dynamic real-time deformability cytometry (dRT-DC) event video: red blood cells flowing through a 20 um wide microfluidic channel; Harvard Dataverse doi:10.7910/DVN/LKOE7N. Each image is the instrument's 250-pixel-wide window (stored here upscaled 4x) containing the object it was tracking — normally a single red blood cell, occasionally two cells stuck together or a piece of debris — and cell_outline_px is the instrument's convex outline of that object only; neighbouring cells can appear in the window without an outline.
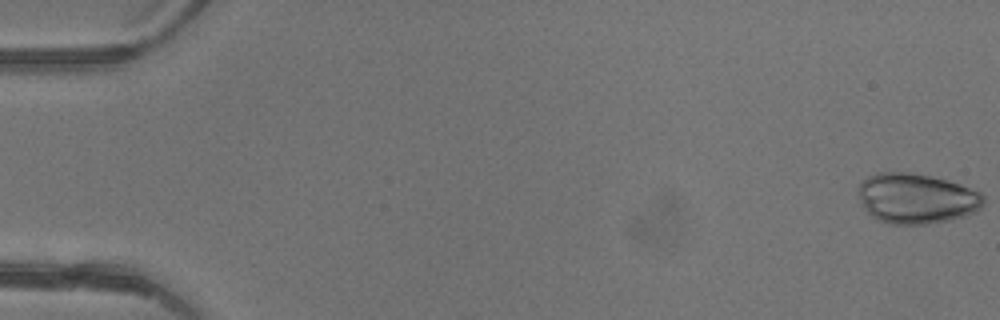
{"species": "common noctule bat (a hibernating species)", "species_latin": "Nyctalus noctula", "temperature_condition": "warm", "stored_images_in_passage": 47, "camera_frame_rate_fps": 3000, "um_per_image_px": 0.085, "animal": {"sex": "female"}, "frame": {"image": 1, "passage_image": 1, "time_ms": 0.0, "image_size_px": [1000, 320], "cell_outline_px": [[984, 204], [976, 212], [964, 216], [948, 220], [928, 224], [888, 224], [876, 220], [864, 208], [860, 200], [856, 188], [868, 176], [876, 172], [908, 172], [932, 176], [980, 192], [984, 196]], "centroid_in_image_um": [77.86, 16.88], "position_along_channel_um": 7.1, "area_um2": 36.7}}
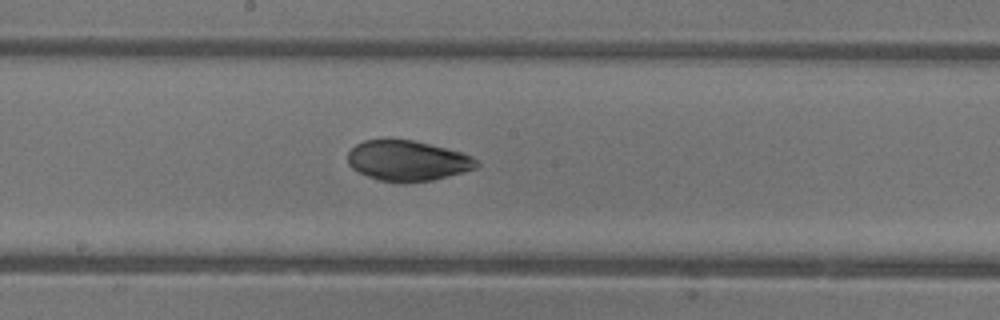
{"frame": {"image": 2, "passage_image": 26, "time_ms": 8.333, "image_size_px": [1000, 320], "cell_outline_px": [[480, 164], [476, 168], [448, 176], [432, 180], [404, 184], [380, 180], [368, 176], [352, 168], [348, 164], [348, 152], [356, 144], [364, 140], [388, 136], [412, 140], [448, 148], [472, 156], [480, 160]], "centroid_in_image_um": [34.63, 13.63], "position_along_channel_um": 213.6, "area_um2": 31.1}}
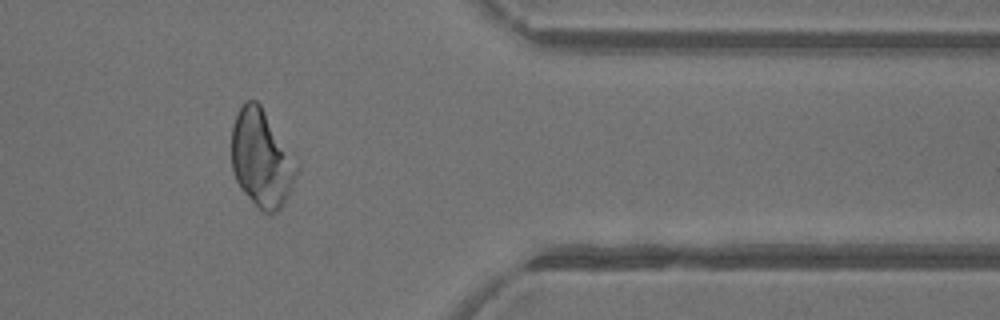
{"frame": {"image": 3, "passage_image": 39, "time_ms": 12.667, "image_size_px": [1000, 320], "cell_outline_px": [[300, 168], [288, 196], [280, 208], [276, 212], [264, 212], [240, 188], [236, 180], [232, 168], [232, 128], [236, 116], [244, 100], [256, 100], [260, 104], [300, 164]], "centroid_in_image_um": [22.26, 13.46], "position_along_channel_um": 389.1, "area_um2": 36.82}}